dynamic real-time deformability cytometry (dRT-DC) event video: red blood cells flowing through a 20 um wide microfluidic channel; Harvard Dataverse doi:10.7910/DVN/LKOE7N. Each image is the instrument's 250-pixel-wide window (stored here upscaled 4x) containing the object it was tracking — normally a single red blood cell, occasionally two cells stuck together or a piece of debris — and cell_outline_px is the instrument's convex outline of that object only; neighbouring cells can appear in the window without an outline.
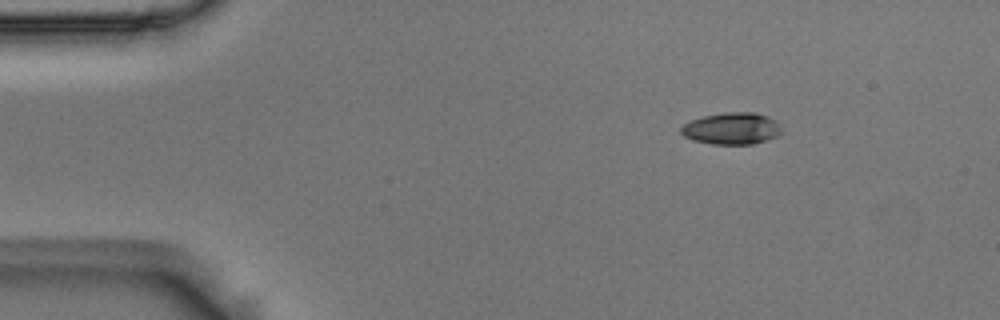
{"species": "Egyptian fruit bat (a non-hibernating species)", "species_latin": "Rousettus aegyptiacus", "temperature_condition": "room temperature", "stored_images_in_passage": 3, "camera_frame_rate_fps": 3000, "um_per_image_px": 0.085, "animal": {"sex": "male"}, "frame": {"image": 1, "passage_image": 1, "time_ms": 0.0, "image_size_px": [1000, 320], "cell_outline_px": [[780, 132], [776, 136], [752, 144], [712, 144], [692, 140], [684, 136], [680, 132], [680, 128], [684, 124], [692, 120], [704, 116], [728, 112], [756, 112], [768, 116], [776, 120], [780, 124]], "centroid_in_image_um": [62.19, 10.91], "position_along_channel_um": 22.8, "area_um2": 18.55}}